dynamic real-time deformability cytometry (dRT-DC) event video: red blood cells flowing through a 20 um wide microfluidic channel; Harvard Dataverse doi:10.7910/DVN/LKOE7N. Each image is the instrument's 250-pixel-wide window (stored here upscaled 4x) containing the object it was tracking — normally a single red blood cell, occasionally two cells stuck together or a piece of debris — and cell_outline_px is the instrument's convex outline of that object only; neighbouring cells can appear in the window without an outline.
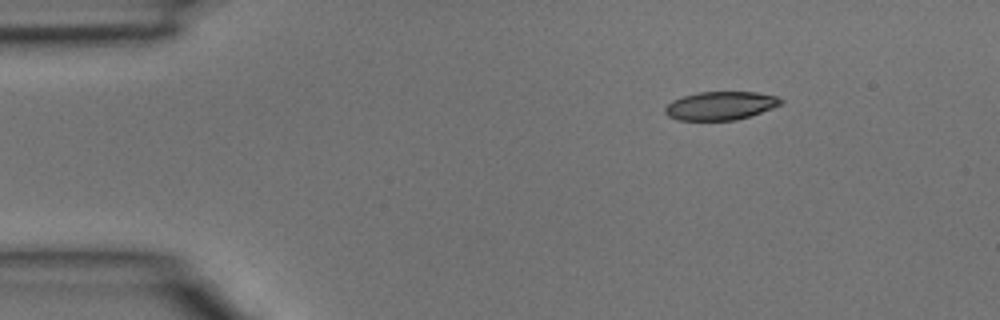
{"species": "common noctule bat (a hibernating species)", "species_latin": "Nyctalus noctula", "temperature_condition": "room temperature", "stored_images_in_passage": 4, "camera_frame_rate_fps": 3000, "um_per_image_px": 0.085, "animal": {"sex": "male", "body_mass_g": 15.6}, "frame": {"image": 1, "passage_image": 1, "time_ms": 0.0, "image_size_px": [1000, 320], "cell_outline_px": [[784, 100], [780, 104], [772, 108], [736, 120], [676, 120], [668, 116], [664, 112], [664, 108], [672, 100], [696, 92], [756, 92], [776, 96]], "centroid_in_image_um": [61.2, 8.98], "position_along_channel_um": 23.8, "area_um2": 19.07}}
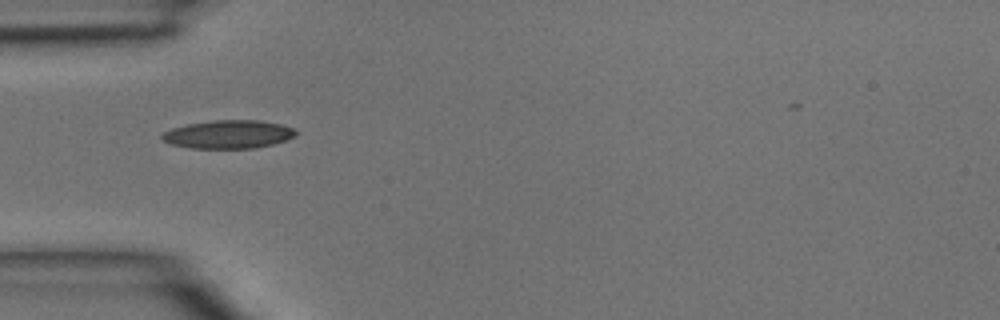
{"frame": {"image": 2, "passage_image": 3, "time_ms": 0.667, "image_size_px": [1000, 320], "cell_outline_px": [[300, 132], [284, 140], [272, 144], [256, 148], [188, 148], [172, 144], [160, 140], [160, 136], [164, 132], [172, 128], [188, 124], [212, 120], [260, 120], [280, 124], [292, 128]], "centroid_in_image_um": [19.38, 11.41], "position_along_channel_um": 65.6, "area_um2": 22.02}}